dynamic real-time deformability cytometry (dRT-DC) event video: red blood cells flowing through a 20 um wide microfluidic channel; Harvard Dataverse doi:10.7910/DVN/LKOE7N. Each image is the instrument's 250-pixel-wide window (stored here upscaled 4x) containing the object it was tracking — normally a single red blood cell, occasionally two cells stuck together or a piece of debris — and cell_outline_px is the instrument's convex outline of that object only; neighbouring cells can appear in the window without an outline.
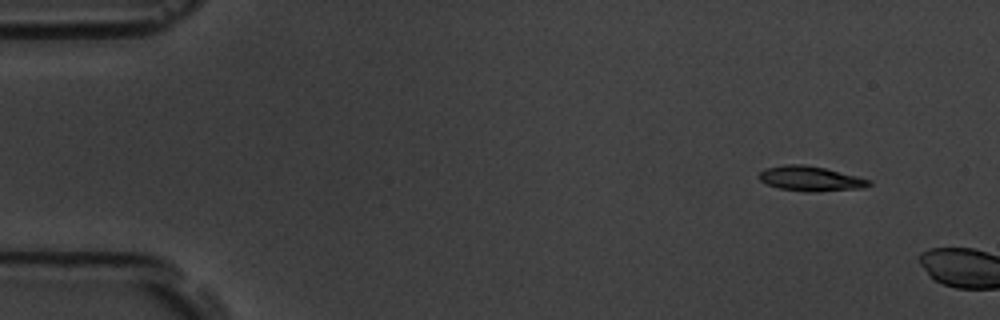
{"species": "common noctule bat (a hibernating species)", "species_latin": "Nyctalus noctula", "temperature_condition": "room temperature", "stored_images_in_passage": 2, "camera_frame_rate_fps": 3000, "um_per_image_px": 0.085, "animal": {"sex": "male", "body_mass_g": 19.5, "forearm_length_mm": 54.6}, "frame": {"image": 1, "passage_image": 1, "time_ms": 0.0, "image_size_px": [1000, 320], "cell_outline_px": [[872, 184], [864, 188], [816, 192], [804, 192], [780, 188], [768, 184], [760, 180], [760, 172], [764, 168], [784, 164], [804, 164], [824, 168], [872, 180]], "centroid_in_image_um": [68.91, 15.19], "position_along_channel_um": 16.1, "area_um2": 15.95}}